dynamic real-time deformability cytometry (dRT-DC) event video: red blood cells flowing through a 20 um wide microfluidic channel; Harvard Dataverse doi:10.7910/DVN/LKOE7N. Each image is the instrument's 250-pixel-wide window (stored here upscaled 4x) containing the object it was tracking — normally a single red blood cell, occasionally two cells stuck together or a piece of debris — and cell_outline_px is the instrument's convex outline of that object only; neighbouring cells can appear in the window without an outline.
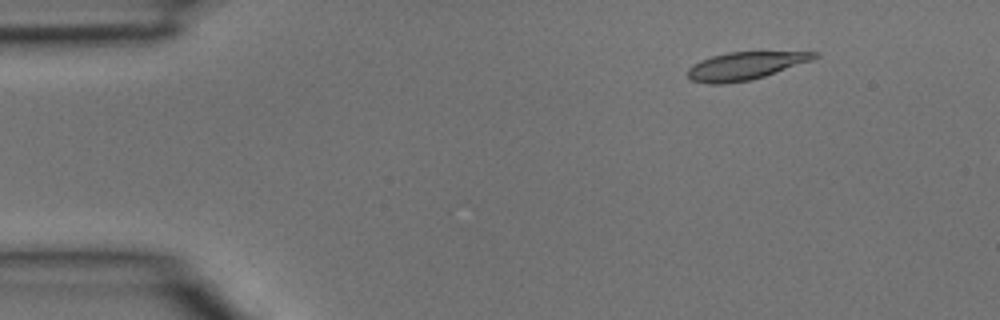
{"species": "common noctule bat (a hibernating species)", "species_latin": "Nyctalus noctula", "temperature_condition": "room temperature", "stored_images_in_passage": 10, "camera_frame_rate_fps": 3000, "um_per_image_px": 0.085, "animal": {"sex": "male", "body_mass_g": 15.6}, "frame": {"image": 1, "passage_image": 5, "time_ms": 1.333, "image_size_px": [1000, 320], "cell_outline_px": [[820, 56], [812, 60], [752, 80], [724, 84], [708, 84], [692, 80], [688, 76], [688, 68], [700, 60], [712, 56], [728, 52], [820, 52]], "centroid_in_image_um": [63.33, 5.6], "position_along_channel_um": 21.7, "area_um2": 20.35}}